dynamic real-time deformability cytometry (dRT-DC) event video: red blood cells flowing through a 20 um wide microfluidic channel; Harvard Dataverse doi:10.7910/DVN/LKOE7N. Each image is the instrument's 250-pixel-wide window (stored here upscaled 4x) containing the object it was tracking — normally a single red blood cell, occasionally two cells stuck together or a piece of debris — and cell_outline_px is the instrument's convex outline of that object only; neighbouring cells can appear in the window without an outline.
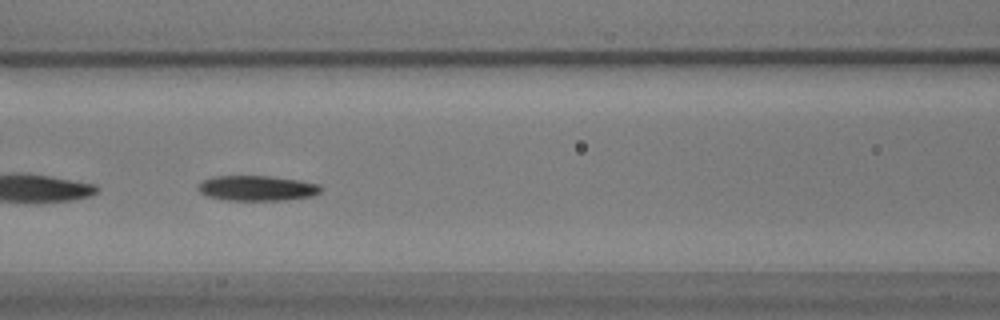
{"species": "common noctule bat (a hibernating species)", "species_latin": "Nyctalus noctula", "temperature_condition": "warm", "stored_images_in_passage": 50, "camera_frame_rate_fps": 3000, "um_per_image_px": 0.085, "animal": {"sex": "male", "body_mass_g": 17.9}, "frame": {"image": 1, "passage_image": 16, "time_ms": 5.0, "image_size_px": [1000, 320], "cell_outline_px": [[324, 188], [320, 192], [312, 196], [284, 200], [224, 200], [208, 196], [200, 192], [196, 188], [204, 180], [212, 176], [268, 176], [300, 180], [320, 184]], "centroid_in_image_um": [21.87, 15.99], "position_along_channel_um": 144.7, "area_um2": 18.09}}
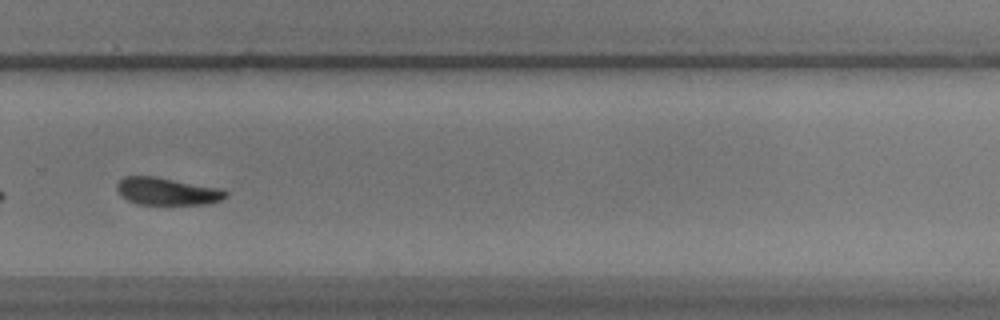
{"frame": {"image": 2, "passage_image": 31, "time_ms": 10.0, "image_size_px": [1000, 320], "cell_outline_px": [[228, 196], [224, 200], [204, 204], [136, 204], [120, 196], [116, 188], [116, 184], [124, 176], [156, 176], [224, 188], [228, 192]], "centroid_in_image_um": [14.25, 16.25], "position_along_channel_um": 315.6, "area_um2": 17.8}}
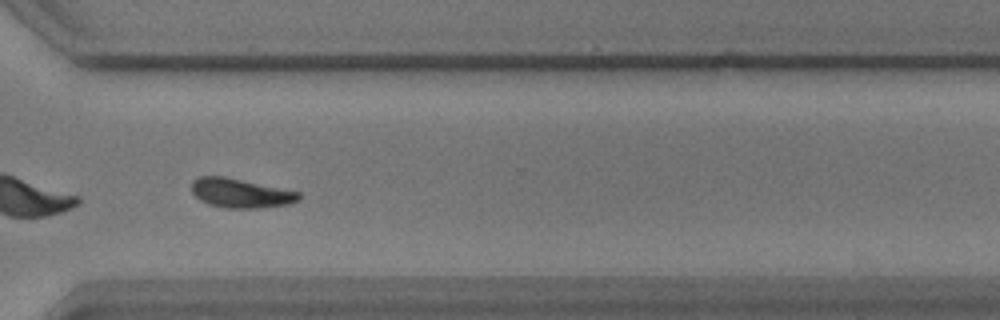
{"frame": {"image": 3, "passage_image": 34, "time_ms": 11.0, "image_size_px": [1000, 320], "cell_outline_px": [[300, 200], [288, 204], [256, 208], [224, 208], [208, 204], [200, 200], [192, 192], [192, 180], [200, 176], [224, 176], [300, 192]], "centroid_in_image_um": [20.43, 16.42], "position_along_channel_um": 350.2, "area_um2": 18.21}}